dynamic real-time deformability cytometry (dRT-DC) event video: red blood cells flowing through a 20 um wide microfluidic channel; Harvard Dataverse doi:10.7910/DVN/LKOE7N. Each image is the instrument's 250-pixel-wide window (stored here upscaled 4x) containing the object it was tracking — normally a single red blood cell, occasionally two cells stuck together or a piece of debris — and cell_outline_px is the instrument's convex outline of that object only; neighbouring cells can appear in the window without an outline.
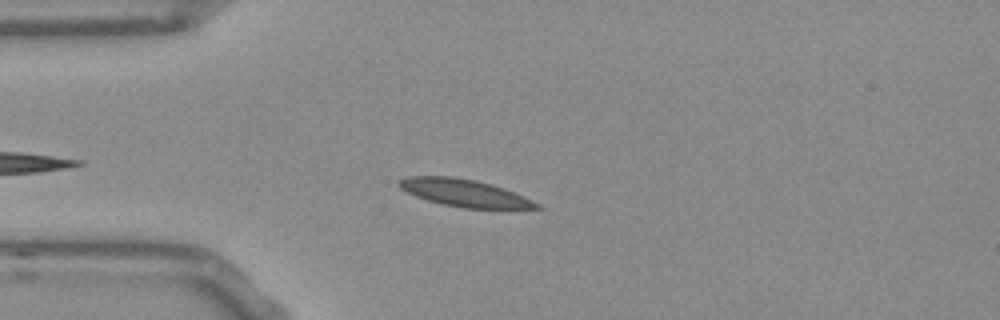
{"species": "Egyptian fruit bat (a non-hibernating species)", "species_latin": "Rousettus aegyptiacus", "temperature_condition": "room temperature", "stored_images_in_passage": 40, "camera_frame_rate_fps": 3000, "um_per_image_px": 0.085, "frame": {"image": 1, "passage_image": 6, "time_ms": 1.667, "image_size_px": [1000, 320], "cell_outline_px": [[544, 208], [464, 208], [444, 204], [428, 200], [416, 196], [400, 188], [396, 184], [400, 180], [408, 176], [452, 176], [476, 180], [492, 184], [504, 188], [540, 204]], "centroid_in_image_um": [39.45, 16.38], "position_along_channel_um": 45.5, "area_um2": 21.62}}
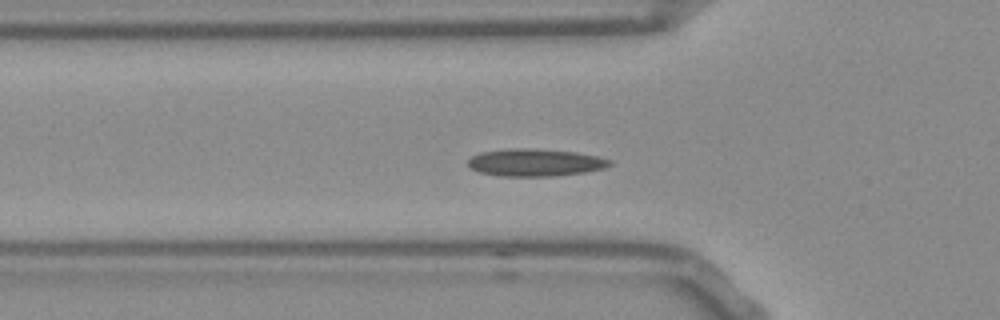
{"frame": {"image": 2, "passage_image": 10, "time_ms": 3.0, "image_size_px": [1000, 320], "cell_outline_px": [[612, 164], [604, 168], [584, 172], [552, 176], [500, 176], [480, 172], [472, 168], [468, 164], [468, 160], [472, 156], [480, 152], [508, 148], [536, 148], [576, 152], [600, 156], [612, 160]], "centroid_in_image_um": [45.51, 13.8], "position_along_channel_um": 80.3, "area_um2": 22.77}}
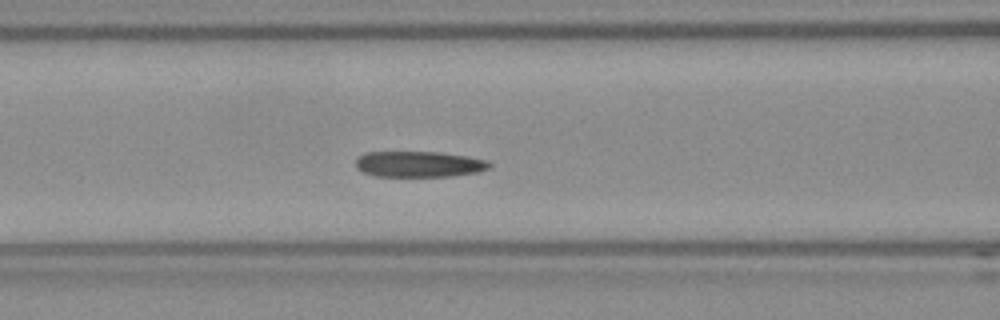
{"frame": {"image": 3, "passage_image": 14, "time_ms": 4.333, "image_size_px": [1000, 320], "cell_outline_px": [[492, 164], [488, 168], [476, 172], [452, 176], [376, 176], [364, 172], [356, 168], [356, 156], [364, 152], [440, 152], [468, 156], [488, 160]], "centroid_in_image_um": [35.59, 13.94], "position_along_channel_um": 131.0, "area_um2": 20.23}, "authors_computed_cell_mechanics": {"area_um2": 20.6924, "velocity_mm_per_s": 3.7542, "shape_relaxation_time_tau1_ms": 5.4473, "shape_relaxation_time_tau2_ms": 4.5918, "deformation_change_tau1": 0.1096, "deformation_change_tau2": 0.0765}}